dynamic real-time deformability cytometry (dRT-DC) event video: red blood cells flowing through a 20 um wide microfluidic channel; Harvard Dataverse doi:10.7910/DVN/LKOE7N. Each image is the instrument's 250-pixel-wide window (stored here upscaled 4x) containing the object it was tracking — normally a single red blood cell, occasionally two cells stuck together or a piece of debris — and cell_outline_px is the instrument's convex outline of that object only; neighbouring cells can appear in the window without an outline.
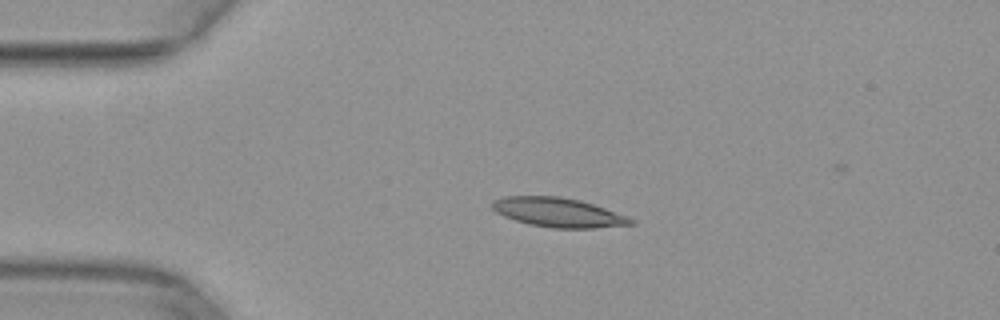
{"species": "common noctule bat (a hibernating species)", "species_latin": "Nyctalus noctula", "temperature_condition": "warm", "stored_images_in_passage": 36, "camera_frame_rate_fps": 3000, "um_per_image_px": 0.085, "animal": {"sex": "female", "body_mass_g": 29.2, "forearm_length_mm": 56.3}, "frame": {"image": 1, "passage_image": 1, "time_ms": 0.0, "image_size_px": [1000, 320], "cell_outline_px": [[636, 224], [592, 228], [552, 228], [528, 224], [504, 216], [496, 212], [492, 208], [492, 200], [504, 196], [560, 196], [580, 200], [628, 216], [636, 220]], "centroid_in_image_um": [47.46, 18.05], "position_along_channel_um": 37.5, "area_um2": 23.7}}
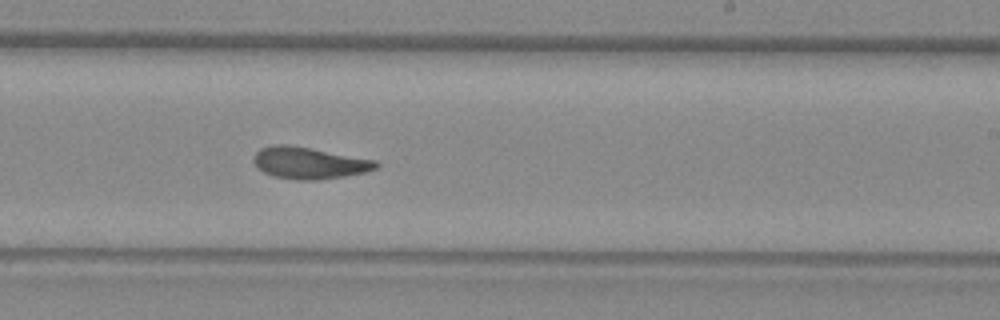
{"frame": {"image": 2, "passage_image": 20, "time_ms": 6.333, "image_size_px": [1000, 320], "cell_outline_px": [[380, 164], [376, 168], [364, 172], [344, 176], [316, 180], [296, 180], [272, 176], [256, 168], [252, 160], [252, 156], [260, 148], [276, 144], [288, 144], [376, 160]], "centroid_in_image_um": [26.22, 13.85], "position_along_channel_um": 262.8, "area_um2": 22.72}}
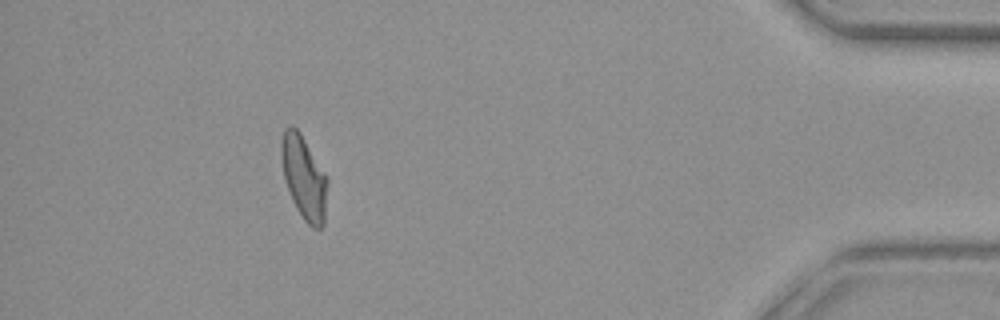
{"frame": {"image": 3, "passage_image": 35, "time_ms": 11.333, "image_size_px": [1000, 320], "cell_outline_px": [[328, 184], [324, 224], [320, 228], [312, 228], [304, 220], [296, 208], [292, 200], [284, 180], [280, 156], [280, 144], [284, 128], [292, 124], [300, 132], [324, 172], [328, 180]], "centroid_in_image_um": [25.81, 15.08], "position_along_channel_um": 409.4, "area_um2": 22.6}}